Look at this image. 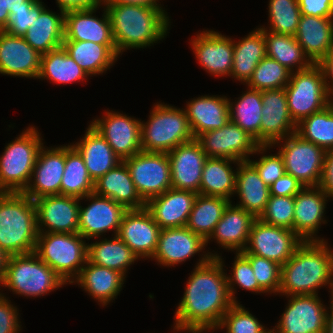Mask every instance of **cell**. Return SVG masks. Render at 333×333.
I'll return each mask as SVG.
<instances>
[{
  "label": "cell",
  "instance_id": "1",
  "mask_svg": "<svg viewBox=\"0 0 333 333\" xmlns=\"http://www.w3.org/2000/svg\"><path fill=\"white\" fill-rule=\"evenodd\" d=\"M200 256L175 312V332H214L234 304L228 291L224 258L209 254Z\"/></svg>",
  "mask_w": 333,
  "mask_h": 333
},
{
  "label": "cell",
  "instance_id": "2",
  "mask_svg": "<svg viewBox=\"0 0 333 333\" xmlns=\"http://www.w3.org/2000/svg\"><path fill=\"white\" fill-rule=\"evenodd\" d=\"M325 241H303L281 266V296L318 295L319 288L333 292V250ZM331 249V250H330Z\"/></svg>",
  "mask_w": 333,
  "mask_h": 333
},
{
  "label": "cell",
  "instance_id": "3",
  "mask_svg": "<svg viewBox=\"0 0 333 333\" xmlns=\"http://www.w3.org/2000/svg\"><path fill=\"white\" fill-rule=\"evenodd\" d=\"M108 12L118 56L130 49H144L167 36L170 19L162 7L103 4Z\"/></svg>",
  "mask_w": 333,
  "mask_h": 333
},
{
  "label": "cell",
  "instance_id": "4",
  "mask_svg": "<svg viewBox=\"0 0 333 333\" xmlns=\"http://www.w3.org/2000/svg\"><path fill=\"white\" fill-rule=\"evenodd\" d=\"M34 200L24 193L0 194V247L11 255L30 254L37 242Z\"/></svg>",
  "mask_w": 333,
  "mask_h": 333
},
{
  "label": "cell",
  "instance_id": "5",
  "mask_svg": "<svg viewBox=\"0 0 333 333\" xmlns=\"http://www.w3.org/2000/svg\"><path fill=\"white\" fill-rule=\"evenodd\" d=\"M37 129L29 126L15 140L5 145L0 155L2 192L23 193L28 186L39 151L44 145Z\"/></svg>",
  "mask_w": 333,
  "mask_h": 333
},
{
  "label": "cell",
  "instance_id": "6",
  "mask_svg": "<svg viewBox=\"0 0 333 333\" xmlns=\"http://www.w3.org/2000/svg\"><path fill=\"white\" fill-rule=\"evenodd\" d=\"M148 121L141 120V148L145 152L169 153L194 139L184 108L157 102Z\"/></svg>",
  "mask_w": 333,
  "mask_h": 333
},
{
  "label": "cell",
  "instance_id": "7",
  "mask_svg": "<svg viewBox=\"0 0 333 333\" xmlns=\"http://www.w3.org/2000/svg\"><path fill=\"white\" fill-rule=\"evenodd\" d=\"M63 285L66 282L33 252L9 257L1 287L19 296L36 298Z\"/></svg>",
  "mask_w": 333,
  "mask_h": 333
},
{
  "label": "cell",
  "instance_id": "8",
  "mask_svg": "<svg viewBox=\"0 0 333 333\" xmlns=\"http://www.w3.org/2000/svg\"><path fill=\"white\" fill-rule=\"evenodd\" d=\"M34 253L71 284L86 264L87 243L79 233H38Z\"/></svg>",
  "mask_w": 333,
  "mask_h": 333
},
{
  "label": "cell",
  "instance_id": "9",
  "mask_svg": "<svg viewBox=\"0 0 333 333\" xmlns=\"http://www.w3.org/2000/svg\"><path fill=\"white\" fill-rule=\"evenodd\" d=\"M285 92L290 116L296 124L329 105V92L317 64L291 72Z\"/></svg>",
  "mask_w": 333,
  "mask_h": 333
},
{
  "label": "cell",
  "instance_id": "10",
  "mask_svg": "<svg viewBox=\"0 0 333 333\" xmlns=\"http://www.w3.org/2000/svg\"><path fill=\"white\" fill-rule=\"evenodd\" d=\"M271 146H278L287 174L296 178L303 187L319 186L326 154L324 149L302 139L296 133Z\"/></svg>",
  "mask_w": 333,
  "mask_h": 333
},
{
  "label": "cell",
  "instance_id": "11",
  "mask_svg": "<svg viewBox=\"0 0 333 333\" xmlns=\"http://www.w3.org/2000/svg\"><path fill=\"white\" fill-rule=\"evenodd\" d=\"M123 161L137 192L145 202L172 188L168 153L141 151Z\"/></svg>",
  "mask_w": 333,
  "mask_h": 333
},
{
  "label": "cell",
  "instance_id": "12",
  "mask_svg": "<svg viewBox=\"0 0 333 333\" xmlns=\"http://www.w3.org/2000/svg\"><path fill=\"white\" fill-rule=\"evenodd\" d=\"M303 240L291 229L267 224L256 218L252 224L249 240L241 254L256 256L283 265Z\"/></svg>",
  "mask_w": 333,
  "mask_h": 333
},
{
  "label": "cell",
  "instance_id": "13",
  "mask_svg": "<svg viewBox=\"0 0 333 333\" xmlns=\"http://www.w3.org/2000/svg\"><path fill=\"white\" fill-rule=\"evenodd\" d=\"M288 304L274 333H325L327 307L318 295L286 296ZM322 302V303H321Z\"/></svg>",
  "mask_w": 333,
  "mask_h": 333
},
{
  "label": "cell",
  "instance_id": "14",
  "mask_svg": "<svg viewBox=\"0 0 333 333\" xmlns=\"http://www.w3.org/2000/svg\"><path fill=\"white\" fill-rule=\"evenodd\" d=\"M208 158H229L247 161L260 144L248 132L229 121L220 129L211 130L195 138Z\"/></svg>",
  "mask_w": 333,
  "mask_h": 333
},
{
  "label": "cell",
  "instance_id": "15",
  "mask_svg": "<svg viewBox=\"0 0 333 333\" xmlns=\"http://www.w3.org/2000/svg\"><path fill=\"white\" fill-rule=\"evenodd\" d=\"M90 125L105 138L122 161L142 151L141 119L105 110L102 118H95Z\"/></svg>",
  "mask_w": 333,
  "mask_h": 333
},
{
  "label": "cell",
  "instance_id": "16",
  "mask_svg": "<svg viewBox=\"0 0 333 333\" xmlns=\"http://www.w3.org/2000/svg\"><path fill=\"white\" fill-rule=\"evenodd\" d=\"M90 201V204L79 206L78 233L85 239L100 238L104 233L114 232L118 235L120 224L127 209L111 198L102 197L95 193L80 198Z\"/></svg>",
  "mask_w": 333,
  "mask_h": 333
},
{
  "label": "cell",
  "instance_id": "17",
  "mask_svg": "<svg viewBox=\"0 0 333 333\" xmlns=\"http://www.w3.org/2000/svg\"><path fill=\"white\" fill-rule=\"evenodd\" d=\"M80 200L67 195L35 199L38 233H78Z\"/></svg>",
  "mask_w": 333,
  "mask_h": 333
},
{
  "label": "cell",
  "instance_id": "18",
  "mask_svg": "<svg viewBox=\"0 0 333 333\" xmlns=\"http://www.w3.org/2000/svg\"><path fill=\"white\" fill-rule=\"evenodd\" d=\"M206 241L187 227L161 229L156 251L151 258L158 265L171 267L181 264L196 254H209L218 257V253L208 252Z\"/></svg>",
  "mask_w": 333,
  "mask_h": 333
},
{
  "label": "cell",
  "instance_id": "19",
  "mask_svg": "<svg viewBox=\"0 0 333 333\" xmlns=\"http://www.w3.org/2000/svg\"><path fill=\"white\" fill-rule=\"evenodd\" d=\"M190 41L194 57L208 74L230 77L234 54L231 37L214 30H203Z\"/></svg>",
  "mask_w": 333,
  "mask_h": 333
},
{
  "label": "cell",
  "instance_id": "20",
  "mask_svg": "<svg viewBox=\"0 0 333 333\" xmlns=\"http://www.w3.org/2000/svg\"><path fill=\"white\" fill-rule=\"evenodd\" d=\"M66 145L45 147L39 151L32 176L23 192L35 200L42 196L60 195L61 180L65 171Z\"/></svg>",
  "mask_w": 333,
  "mask_h": 333
},
{
  "label": "cell",
  "instance_id": "21",
  "mask_svg": "<svg viewBox=\"0 0 333 333\" xmlns=\"http://www.w3.org/2000/svg\"><path fill=\"white\" fill-rule=\"evenodd\" d=\"M161 228L146 209L127 210L121 220L118 237L138 256L151 259L156 251Z\"/></svg>",
  "mask_w": 333,
  "mask_h": 333
},
{
  "label": "cell",
  "instance_id": "22",
  "mask_svg": "<svg viewBox=\"0 0 333 333\" xmlns=\"http://www.w3.org/2000/svg\"><path fill=\"white\" fill-rule=\"evenodd\" d=\"M328 198V199H327ZM329 196L319 187H303L294 196L293 231L303 241H325L317 236L325 220V208Z\"/></svg>",
  "mask_w": 333,
  "mask_h": 333
},
{
  "label": "cell",
  "instance_id": "23",
  "mask_svg": "<svg viewBox=\"0 0 333 333\" xmlns=\"http://www.w3.org/2000/svg\"><path fill=\"white\" fill-rule=\"evenodd\" d=\"M260 145H272L296 133L297 124L290 116L285 88L262 91Z\"/></svg>",
  "mask_w": 333,
  "mask_h": 333
},
{
  "label": "cell",
  "instance_id": "24",
  "mask_svg": "<svg viewBox=\"0 0 333 333\" xmlns=\"http://www.w3.org/2000/svg\"><path fill=\"white\" fill-rule=\"evenodd\" d=\"M168 158L172 188L200 194L202 170L208 157L199 142L194 138L179 144L168 153Z\"/></svg>",
  "mask_w": 333,
  "mask_h": 333
},
{
  "label": "cell",
  "instance_id": "25",
  "mask_svg": "<svg viewBox=\"0 0 333 333\" xmlns=\"http://www.w3.org/2000/svg\"><path fill=\"white\" fill-rule=\"evenodd\" d=\"M41 54L21 36L0 30V74L37 79Z\"/></svg>",
  "mask_w": 333,
  "mask_h": 333
},
{
  "label": "cell",
  "instance_id": "26",
  "mask_svg": "<svg viewBox=\"0 0 333 333\" xmlns=\"http://www.w3.org/2000/svg\"><path fill=\"white\" fill-rule=\"evenodd\" d=\"M99 7H102L104 11L102 18H98L94 14ZM64 40L91 41L97 44L115 45L111 21L105 6L65 11Z\"/></svg>",
  "mask_w": 333,
  "mask_h": 333
},
{
  "label": "cell",
  "instance_id": "27",
  "mask_svg": "<svg viewBox=\"0 0 333 333\" xmlns=\"http://www.w3.org/2000/svg\"><path fill=\"white\" fill-rule=\"evenodd\" d=\"M196 197L195 192L171 188L149 199L145 208L161 229L186 227Z\"/></svg>",
  "mask_w": 333,
  "mask_h": 333
},
{
  "label": "cell",
  "instance_id": "28",
  "mask_svg": "<svg viewBox=\"0 0 333 333\" xmlns=\"http://www.w3.org/2000/svg\"><path fill=\"white\" fill-rule=\"evenodd\" d=\"M232 204L231 201L226 207L221 220L206 240V246L210 243L209 241L215 240L219 247L228 251L237 253L245 250L256 218L245 209Z\"/></svg>",
  "mask_w": 333,
  "mask_h": 333
},
{
  "label": "cell",
  "instance_id": "29",
  "mask_svg": "<svg viewBox=\"0 0 333 333\" xmlns=\"http://www.w3.org/2000/svg\"><path fill=\"white\" fill-rule=\"evenodd\" d=\"M202 95L187 102L185 113L193 137L222 128L230 121L229 100L224 95Z\"/></svg>",
  "mask_w": 333,
  "mask_h": 333
},
{
  "label": "cell",
  "instance_id": "30",
  "mask_svg": "<svg viewBox=\"0 0 333 333\" xmlns=\"http://www.w3.org/2000/svg\"><path fill=\"white\" fill-rule=\"evenodd\" d=\"M126 276L121 272L86 261L79 275L71 282L78 284L103 307L113 302L123 289Z\"/></svg>",
  "mask_w": 333,
  "mask_h": 333
},
{
  "label": "cell",
  "instance_id": "31",
  "mask_svg": "<svg viewBox=\"0 0 333 333\" xmlns=\"http://www.w3.org/2000/svg\"><path fill=\"white\" fill-rule=\"evenodd\" d=\"M294 36L309 59L317 64L333 48V17L301 15Z\"/></svg>",
  "mask_w": 333,
  "mask_h": 333
},
{
  "label": "cell",
  "instance_id": "32",
  "mask_svg": "<svg viewBox=\"0 0 333 333\" xmlns=\"http://www.w3.org/2000/svg\"><path fill=\"white\" fill-rule=\"evenodd\" d=\"M86 129L82 138L71 145L83 157L91 179L96 182L122 160L114 153L105 138L90 124Z\"/></svg>",
  "mask_w": 333,
  "mask_h": 333
},
{
  "label": "cell",
  "instance_id": "33",
  "mask_svg": "<svg viewBox=\"0 0 333 333\" xmlns=\"http://www.w3.org/2000/svg\"><path fill=\"white\" fill-rule=\"evenodd\" d=\"M94 193L108 197L127 210L143 209L146 202L140 197L124 161L101 176L94 184Z\"/></svg>",
  "mask_w": 333,
  "mask_h": 333
},
{
  "label": "cell",
  "instance_id": "34",
  "mask_svg": "<svg viewBox=\"0 0 333 333\" xmlns=\"http://www.w3.org/2000/svg\"><path fill=\"white\" fill-rule=\"evenodd\" d=\"M235 192L240 201L237 206L259 218L269 201L270 190L260 178L257 170L248 162H239L236 166Z\"/></svg>",
  "mask_w": 333,
  "mask_h": 333
},
{
  "label": "cell",
  "instance_id": "35",
  "mask_svg": "<svg viewBox=\"0 0 333 333\" xmlns=\"http://www.w3.org/2000/svg\"><path fill=\"white\" fill-rule=\"evenodd\" d=\"M62 46L89 77L106 73L119 58L116 45L64 40Z\"/></svg>",
  "mask_w": 333,
  "mask_h": 333
},
{
  "label": "cell",
  "instance_id": "36",
  "mask_svg": "<svg viewBox=\"0 0 333 333\" xmlns=\"http://www.w3.org/2000/svg\"><path fill=\"white\" fill-rule=\"evenodd\" d=\"M56 14L46 7L22 36L41 55L62 46L64 41L65 11Z\"/></svg>",
  "mask_w": 333,
  "mask_h": 333
},
{
  "label": "cell",
  "instance_id": "37",
  "mask_svg": "<svg viewBox=\"0 0 333 333\" xmlns=\"http://www.w3.org/2000/svg\"><path fill=\"white\" fill-rule=\"evenodd\" d=\"M233 65L230 77L247 84L258 63L266 57V44L263 32L256 28L242 38L234 40Z\"/></svg>",
  "mask_w": 333,
  "mask_h": 333
},
{
  "label": "cell",
  "instance_id": "38",
  "mask_svg": "<svg viewBox=\"0 0 333 333\" xmlns=\"http://www.w3.org/2000/svg\"><path fill=\"white\" fill-rule=\"evenodd\" d=\"M232 163L237 165L239 161L229 158H207L202 170L200 194L231 201V197H234L237 174V169L233 170Z\"/></svg>",
  "mask_w": 333,
  "mask_h": 333
},
{
  "label": "cell",
  "instance_id": "39",
  "mask_svg": "<svg viewBox=\"0 0 333 333\" xmlns=\"http://www.w3.org/2000/svg\"><path fill=\"white\" fill-rule=\"evenodd\" d=\"M140 260L138 256L116 235L87 243V261L102 267L128 273L129 267Z\"/></svg>",
  "mask_w": 333,
  "mask_h": 333
},
{
  "label": "cell",
  "instance_id": "40",
  "mask_svg": "<svg viewBox=\"0 0 333 333\" xmlns=\"http://www.w3.org/2000/svg\"><path fill=\"white\" fill-rule=\"evenodd\" d=\"M87 73L67 54L63 46L41 55L40 71L37 77L55 84H72L88 80Z\"/></svg>",
  "mask_w": 333,
  "mask_h": 333
},
{
  "label": "cell",
  "instance_id": "41",
  "mask_svg": "<svg viewBox=\"0 0 333 333\" xmlns=\"http://www.w3.org/2000/svg\"><path fill=\"white\" fill-rule=\"evenodd\" d=\"M258 28L264 34L267 57L278 61L291 72L307 69L314 64L298 44L295 36L276 34L259 26Z\"/></svg>",
  "mask_w": 333,
  "mask_h": 333
},
{
  "label": "cell",
  "instance_id": "42",
  "mask_svg": "<svg viewBox=\"0 0 333 333\" xmlns=\"http://www.w3.org/2000/svg\"><path fill=\"white\" fill-rule=\"evenodd\" d=\"M229 100L230 121L248 132L260 144L262 91L247 88L234 102Z\"/></svg>",
  "mask_w": 333,
  "mask_h": 333
},
{
  "label": "cell",
  "instance_id": "43",
  "mask_svg": "<svg viewBox=\"0 0 333 333\" xmlns=\"http://www.w3.org/2000/svg\"><path fill=\"white\" fill-rule=\"evenodd\" d=\"M230 202L222 197L197 194L186 227L206 241Z\"/></svg>",
  "mask_w": 333,
  "mask_h": 333
},
{
  "label": "cell",
  "instance_id": "44",
  "mask_svg": "<svg viewBox=\"0 0 333 333\" xmlns=\"http://www.w3.org/2000/svg\"><path fill=\"white\" fill-rule=\"evenodd\" d=\"M95 182L91 179L83 157L70 144L66 146L65 171L61 180L60 195L83 198L94 193Z\"/></svg>",
  "mask_w": 333,
  "mask_h": 333
},
{
  "label": "cell",
  "instance_id": "45",
  "mask_svg": "<svg viewBox=\"0 0 333 333\" xmlns=\"http://www.w3.org/2000/svg\"><path fill=\"white\" fill-rule=\"evenodd\" d=\"M296 134L325 151L333 149V109L330 105L302 119Z\"/></svg>",
  "mask_w": 333,
  "mask_h": 333
},
{
  "label": "cell",
  "instance_id": "46",
  "mask_svg": "<svg viewBox=\"0 0 333 333\" xmlns=\"http://www.w3.org/2000/svg\"><path fill=\"white\" fill-rule=\"evenodd\" d=\"M268 8L269 27H260L276 34L294 36L302 15L298 0H269Z\"/></svg>",
  "mask_w": 333,
  "mask_h": 333
},
{
  "label": "cell",
  "instance_id": "47",
  "mask_svg": "<svg viewBox=\"0 0 333 333\" xmlns=\"http://www.w3.org/2000/svg\"><path fill=\"white\" fill-rule=\"evenodd\" d=\"M290 75L289 69L266 56L258 63L246 87L259 91L285 88Z\"/></svg>",
  "mask_w": 333,
  "mask_h": 333
},
{
  "label": "cell",
  "instance_id": "48",
  "mask_svg": "<svg viewBox=\"0 0 333 333\" xmlns=\"http://www.w3.org/2000/svg\"><path fill=\"white\" fill-rule=\"evenodd\" d=\"M257 319L240 302L234 303L223 315L216 330L224 329L225 333H265L268 330L267 327Z\"/></svg>",
  "mask_w": 333,
  "mask_h": 333
},
{
  "label": "cell",
  "instance_id": "49",
  "mask_svg": "<svg viewBox=\"0 0 333 333\" xmlns=\"http://www.w3.org/2000/svg\"><path fill=\"white\" fill-rule=\"evenodd\" d=\"M234 263L232 265L231 275L227 276L228 291L234 303H238L235 296L237 289L234 286L251 291L253 293L267 294L257 283L250 262L240 253H235Z\"/></svg>",
  "mask_w": 333,
  "mask_h": 333
},
{
  "label": "cell",
  "instance_id": "50",
  "mask_svg": "<svg viewBox=\"0 0 333 333\" xmlns=\"http://www.w3.org/2000/svg\"><path fill=\"white\" fill-rule=\"evenodd\" d=\"M294 205V196L270 195L259 219L267 224L293 231Z\"/></svg>",
  "mask_w": 333,
  "mask_h": 333
},
{
  "label": "cell",
  "instance_id": "51",
  "mask_svg": "<svg viewBox=\"0 0 333 333\" xmlns=\"http://www.w3.org/2000/svg\"><path fill=\"white\" fill-rule=\"evenodd\" d=\"M242 255L250 262L258 285L266 293L278 294L280 290L281 265L254 254Z\"/></svg>",
  "mask_w": 333,
  "mask_h": 333
},
{
  "label": "cell",
  "instance_id": "52",
  "mask_svg": "<svg viewBox=\"0 0 333 333\" xmlns=\"http://www.w3.org/2000/svg\"><path fill=\"white\" fill-rule=\"evenodd\" d=\"M271 148V145H260L255 153L258 155L261 153L263 156L255 161L247 160L257 170L261 180L267 186H271L286 173L283 158L278 151L276 154L264 155Z\"/></svg>",
  "mask_w": 333,
  "mask_h": 333
},
{
  "label": "cell",
  "instance_id": "53",
  "mask_svg": "<svg viewBox=\"0 0 333 333\" xmlns=\"http://www.w3.org/2000/svg\"><path fill=\"white\" fill-rule=\"evenodd\" d=\"M43 3L42 0H39L33 7L10 10L7 28L4 31L11 35L22 37L46 7Z\"/></svg>",
  "mask_w": 333,
  "mask_h": 333
},
{
  "label": "cell",
  "instance_id": "54",
  "mask_svg": "<svg viewBox=\"0 0 333 333\" xmlns=\"http://www.w3.org/2000/svg\"><path fill=\"white\" fill-rule=\"evenodd\" d=\"M4 294L0 292V333H19L22 329L19 309Z\"/></svg>",
  "mask_w": 333,
  "mask_h": 333
},
{
  "label": "cell",
  "instance_id": "55",
  "mask_svg": "<svg viewBox=\"0 0 333 333\" xmlns=\"http://www.w3.org/2000/svg\"><path fill=\"white\" fill-rule=\"evenodd\" d=\"M302 15L333 17V0H298Z\"/></svg>",
  "mask_w": 333,
  "mask_h": 333
},
{
  "label": "cell",
  "instance_id": "56",
  "mask_svg": "<svg viewBox=\"0 0 333 333\" xmlns=\"http://www.w3.org/2000/svg\"><path fill=\"white\" fill-rule=\"evenodd\" d=\"M302 188L301 183L287 173L269 186L270 195L274 196H295Z\"/></svg>",
  "mask_w": 333,
  "mask_h": 333
},
{
  "label": "cell",
  "instance_id": "57",
  "mask_svg": "<svg viewBox=\"0 0 333 333\" xmlns=\"http://www.w3.org/2000/svg\"><path fill=\"white\" fill-rule=\"evenodd\" d=\"M319 187L333 198V149L326 151Z\"/></svg>",
  "mask_w": 333,
  "mask_h": 333
},
{
  "label": "cell",
  "instance_id": "58",
  "mask_svg": "<svg viewBox=\"0 0 333 333\" xmlns=\"http://www.w3.org/2000/svg\"><path fill=\"white\" fill-rule=\"evenodd\" d=\"M57 7L63 11L90 9L103 5V0H56Z\"/></svg>",
  "mask_w": 333,
  "mask_h": 333
},
{
  "label": "cell",
  "instance_id": "59",
  "mask_svg": "<svg viewBox=\"0 0 333 333\" xmlns=\"http://www.w3.org/2000/svg\"><path fill=\"white\" fill-rule=\"evenodd\" d=\"M323 73L328 92L333 89V48L317 63ZM329 79V80H328Z\"/></svg>",
  "mask_w": 333,
  "mask_h": 333
},
{
  "label": "cell",
  "instance_id": "60",
  "mask_svg": "<svg viewBox=\"0 0 333 333\" xmlns=\"http://www.w3.org/2000/svg\"><path fill=\"white\" fill-rule=\"evenodd\" d=\"M103 4H133L145 7H163L161 3L159 4V0H103Z\"/></svg>",
  "mask_w": 333,
  "mask_h": 333
},
{
  "label": "cell",
  "instance_id": "61",
  "mask_svg": "<svg viewBox=\"0 0 333 333\" xmlns=\"http://www.w3.org/2000/svg\"><path fill=\"white\" fill-rule=\"evenodd\" d=\"M39 0H5L6 8L16 10L19 8L33 7Z\"/></svg>",
  "mask_w": 333,
  "mask_h": 333
},
{
  "label": "cell",
  "instance_id": "62",
  "mask_svg": "<svg viewBox=\"0 0 333 333\" xmlns=\"http://www.w3.org/2000/svg\"><path fill=\"white\" fill-rule=\"evenodd\" d=\"M10 255L0 247V286L3 283Z\"/></svg>",
  "mask_w": 333,
  "mask_h": 333
},
{
  "label": "cell",
  "instance_id": "63",
  "mask_svg": "<svg viewBox=\"0 0 333 333\" xmlns=\"http://www.w3.org/2000/svg\"><path fill=\"white\" fill-rule=\"evenodd\" d=\"M10 11L6 8L5 0H0V30H5L7 28V20Z\"/></svg>",
  "mask_w": 333,
  "mask_h": 333
},
{
  "label": "cell",
  "instance_id": "64",
  "mask_svg": "<svg viewBox=\"0 0 333 333\" xmlns=\"http://www.w3.org/2000/svg\"><path fill=\"white\" fill-rule=\"evenodd\" d=\"M325 333H333V300L332 299L330 302V306L327 308Z\"/></svg>",
  "mask_w": 333,
  "mask_h": 333
},
{
  "label": "cell",
  "instance_id": "65",
  "mask_svg": "<svg viewBox=\"0 0 333 333\" xmlns=\"http://www.w3.org/2000/svg\"><path fill=\"white\" fill-rule=\"evenodd\" d=\"M333 89L329 92V105L332 107L333 109Z\"/></svg>",
  "mask_w": 333,
  "mask_h": 333
},
{
  "label": "cell",
  "instance_id": "66",
  "mask_svg": "<svg viewBox=\"0 0 333 333\" xmlns=\"http://www.w3.org/2000/svg\"><path fill=\"white\" fill-rule=\"evenodd\" d=\"M265 333H274V332H273V329L268 328V330Z\"/></svg>",
  "mask_w": 333,
  "mask_h": 333
}]
</instances>
